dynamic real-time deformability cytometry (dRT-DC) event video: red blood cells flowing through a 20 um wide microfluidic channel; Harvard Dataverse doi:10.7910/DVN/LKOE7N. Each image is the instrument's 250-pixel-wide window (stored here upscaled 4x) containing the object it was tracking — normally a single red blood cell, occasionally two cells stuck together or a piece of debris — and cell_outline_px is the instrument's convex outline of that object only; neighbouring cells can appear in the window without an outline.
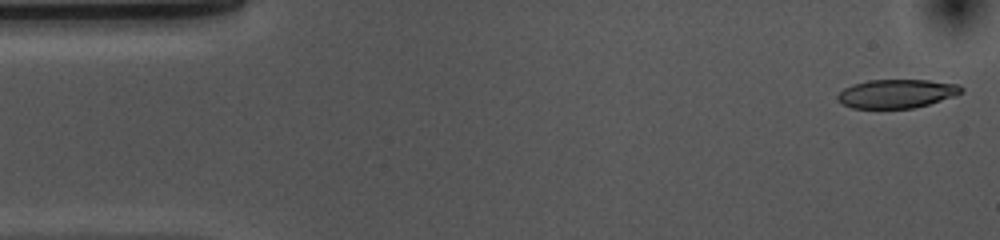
{"species": "common noctule bat (a hibernating species)", "species_latin": "Nyctalus noctula", "temperature_condition": "cold", "stored_images_in_passage": 52, "camera_frame_rate_fps": 3000, "um_per_image_px": 0.085, "animal": {"sex": "female", "body_mass_g": 10.0, "forearm_length_mm": 53.1}, "frame": {"image": 1, "passage_image": 1, "time_ms": 0.0, "image_size_px": [1000, 240], "cell_outline_px": [[964, 88], [956, 96], [928, 104], [912, 108], [852, 108], [840, 104], [836, 100], [836, 96], [844, 88], [852, 84], [868, 80], [928, 80], [960, 84]], "centroid_in_image_um": [76.19, 7.96], "position_along_channel_um": 8.8, "area_um2": 20.87}}
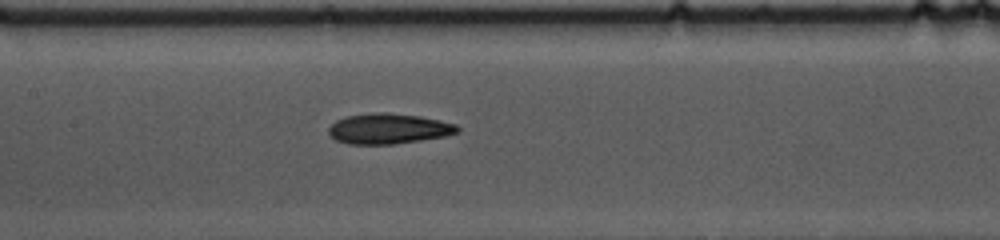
{"frame": {"image": 2, "passage_image": 23, "time_ms": 7.333, "image_size_px": [1000, 240], "cell_outline_px": [[460, 132], [444, 136], [420, 140], [392, 144], [348, 144], [336, 140], [328, 132], [328, 128], [336, 120], [344, 116], [380, 112], [384, 112], [420, 116], [440, 120], [456, 124], [460, 128]], "centroid_in_image_um": [33.03, 10.93], "position_along_channel_um": 174.4, "area_um2": 22.77}}
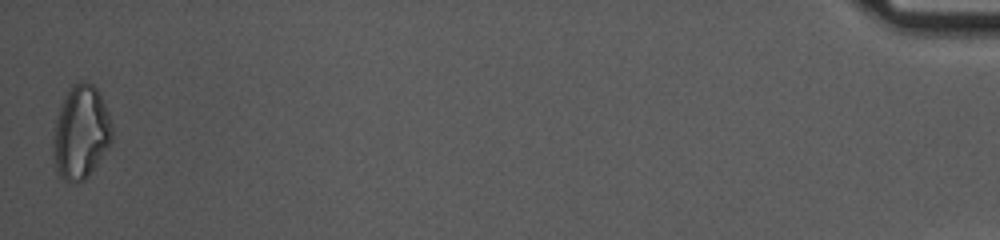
{"frame": {"image": 3, "passage_image": 52, "time_ms": 17.0, "image_size_px": [1000, 240], "cell_outline_px": [[112, 140], [108, 148], [88, 176], [84, 180], [76, 184], [64, 180], [56, 172], [52, 144], [52, 136], [60, 104], [72, 84], [80, 80], [84, 80], [92, 84], [100, 92], [108, 112], [112, 124]], "centroid_in_image_um": [6.86, 11.25], "position_along_channel_um": 428.3, "area_um2": 32.48}, "authors_computed_cell_mechanics": {"area_um2": 22.4553, "velocity_mm_per_s": 3.6669, "shape_relaxation_time_tau1_ms": 5.0647, "shape_relaxation_time_tau2_ms": 5.6832, "deformation_change_tau1": 0.1722, "deformation_change_tau2": 0.1525}}